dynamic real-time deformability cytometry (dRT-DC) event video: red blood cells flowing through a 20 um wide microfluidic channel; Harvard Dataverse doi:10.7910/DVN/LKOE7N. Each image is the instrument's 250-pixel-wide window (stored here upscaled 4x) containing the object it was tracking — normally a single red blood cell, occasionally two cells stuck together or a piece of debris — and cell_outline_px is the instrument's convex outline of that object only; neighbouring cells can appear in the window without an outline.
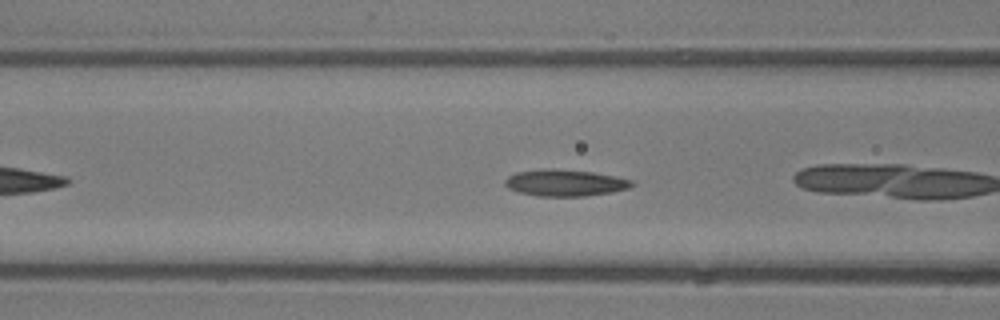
{"species": "common noctule bat (a hibernating species)", "species_latin": "Nyctalus noctula", "temperature_condition": "room temperature", "stored_images_in_passage": 30, "camera_frame_rate_fps": 3000, "um_per_image_px": 0.085, "animal": {"sex": "male", "body_mass_g": 13.3}, "frame": {"image": 1, "passage_image": 9, "time_ms": 2.667, "image_size_px": [1000, 320], "cell_outline_px": [[636, 184], [628, 188], [612, 192], [584, 196], [536, 196], [520, 192], [508, 188], [504, 184], [504, 180], [508, 176], [516, 172], [592, 172], [616, 176], [632, 180]], "centroid_in_image_um": [48.09, 15.6], "position_along_channel_um": 118.5, "area_um2": 18.55}, "authors_computed_cell_mechanics": {"area_um2": 18.7272, "velocity_mm_per_s": 4.3287, "shape_relaxation_time_tau1_ms": 3.334, "shape_relaxation_time_tau2_ms": 3.0448, "deformation_change_tau1": 0.1244, "deformation_change_tau2": 0.1016}}